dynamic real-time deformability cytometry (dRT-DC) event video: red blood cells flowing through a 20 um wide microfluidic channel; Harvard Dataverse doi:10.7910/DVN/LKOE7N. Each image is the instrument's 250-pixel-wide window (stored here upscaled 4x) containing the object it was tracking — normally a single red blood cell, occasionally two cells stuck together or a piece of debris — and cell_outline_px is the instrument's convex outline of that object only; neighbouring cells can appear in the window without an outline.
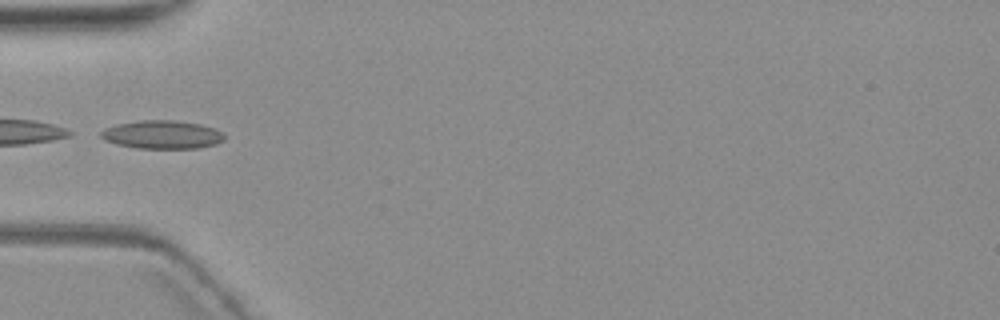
{"species": "common noctule bat (a hibernating species)", "species_latin": "Nyctalus noctula", "temperature_condition": "warm", "stored_images_in_passage": 3, "camera_frame_rate_fps": 3000, "um_per_image_px": 0.085, "animal": {"sex": "female", "body_mass_g": 19.3, "forearm_length_mm": 54.1}, "frame": {"image": 1, "passage_image": 2, "time_ms": 1.0, "image_size_px": [1000, 320], "cell_outline_px": [[224, 140], [216, 144], [196, 148], [136, 148], [116, 144], [104, 140], [100, 136], [100, 132], [104, 128], [116, 124], [140, 120], [172, 120], [200, 124], [216, 128], [224, 132]], "centroid_in_image_um": [13.78, 11.44], "position_along_channel_um": 71.2, "area_um2": 20.52}}
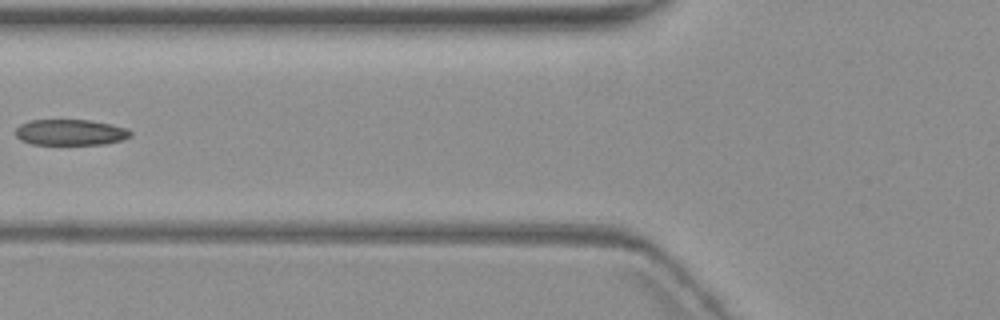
{"frame": {"image": 2, "passage_image": 3, "time_ms": 2.333, "image_size_px": [1000, 320], "cell_outline_px": [[132, 136], [124, 140], [108, 144], [32, 144], [20, 140], [16, 136], [16, 128], [20, 124], [28, 120], [88, 120], [112, 124], [128, 128], [132, 132]], "centroid_in_image_um": [6.03, 11.25], "position_along_channel_um": 119.8, "area_um2": 17.57}}